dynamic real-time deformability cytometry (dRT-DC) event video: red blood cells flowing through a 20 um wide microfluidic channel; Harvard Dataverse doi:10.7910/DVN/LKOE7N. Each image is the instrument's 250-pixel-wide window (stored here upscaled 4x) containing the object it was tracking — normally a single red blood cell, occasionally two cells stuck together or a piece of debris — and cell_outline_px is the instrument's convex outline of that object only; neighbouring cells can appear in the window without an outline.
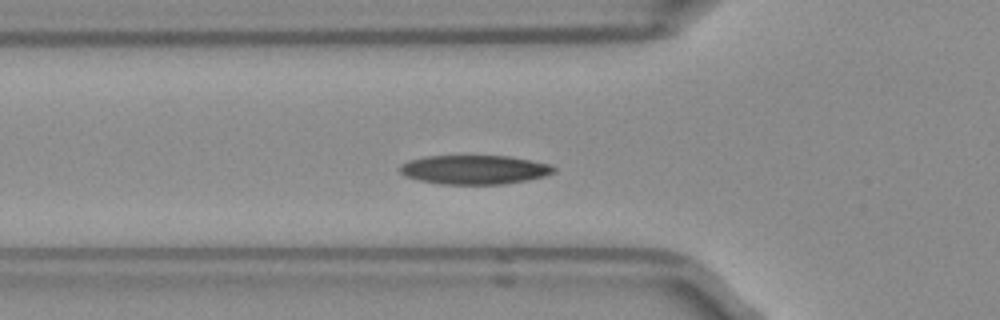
{"species": "Egyptian fruit bat (a non-hibernating species)", "species_latin": "Rousettus aegyptiacus", "temperature_condition": "room temperature", "stored_images_in_passage": 41, "camera_frame_rate_fps": 3000, "um_per_image_px": 0.085, "frame": {"image": 1, "passage_image": 6, "time_ms": 1.667, "image_size_px": [1000, 320], "cell_outline_px": [[556, 172], [544, 176], [528, 180], [504, 184], [440, 184], [420, 180], [404, 176], [400, 172], [400, 164], [408, 160], [428, 156], [508, 156], [532, 160], [552, 164], [556, 168]], "centroid_in_image_um": [40.35, 14.42], "position_along_channel_um": 85.4, "area_um2": 26.24}}
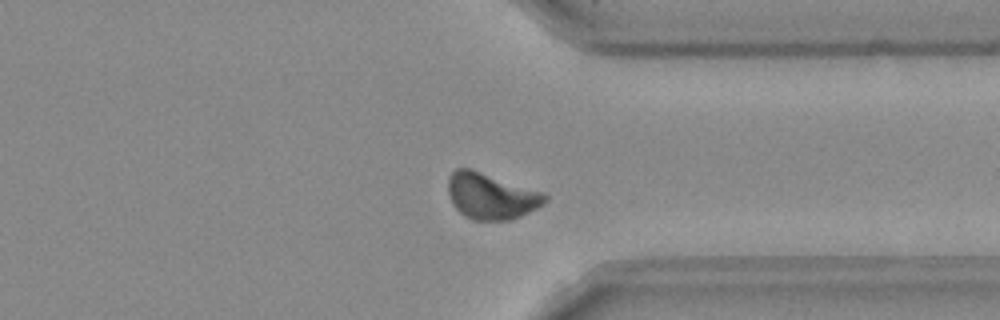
{"frame": {"image": 2, "passage_image": 28, "time_ms": 9.0, "image_size_px": [1000, 320], "cell_outline_px": [[548, 200], [544, 204], [520, 216], [508, 220], [472, 220], [464, 216], [452, 204], [448, 192], [448, 176], [456, 168], [472, 168], [544, 192], [548, 196]], "centroid_in_image_um": [41.74, 16.65], "position_along_channel_um": 369.7, "area_um2": 26.3}}
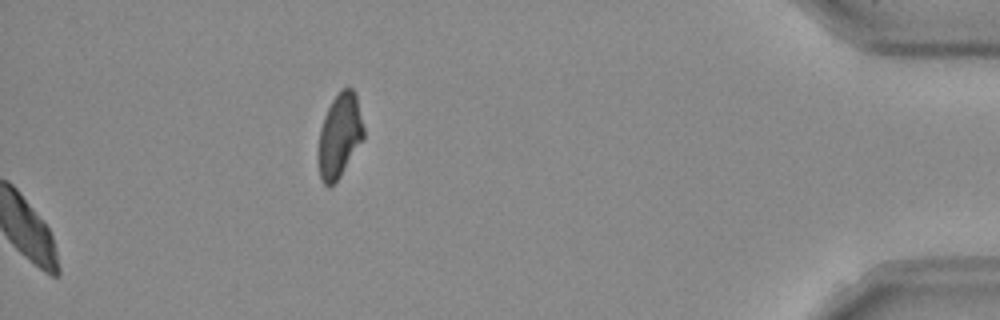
{"frame": {"image": 3, "passage_image": 41, "time_ms": 13.333, "image_size_px": [1000, 320], "cell_outline_px": [[364, 136], [340, 176], [332, 184], [324, 184], [320, 176], [320, 128], [324, 116], [332, 100], [340, 88], [352, 88], [356, 92], [364, 128]], "centroid_in_image_um": [28.89, 11.43], "position_along_channel_um": 406.3, "area_um2": 21.5}, "authors_computed_cell_mechanics": {"area_um2": 25.4898, "velocity_mm_per_s": 3.9097, "shape_relaxation_time_tau1_ms": 3.1417, "shape_relaxation_time_tau2_ms": 10.6397, "deformation_change_tau1": 0.1055, "deformation_change_tau2": 0.156}}